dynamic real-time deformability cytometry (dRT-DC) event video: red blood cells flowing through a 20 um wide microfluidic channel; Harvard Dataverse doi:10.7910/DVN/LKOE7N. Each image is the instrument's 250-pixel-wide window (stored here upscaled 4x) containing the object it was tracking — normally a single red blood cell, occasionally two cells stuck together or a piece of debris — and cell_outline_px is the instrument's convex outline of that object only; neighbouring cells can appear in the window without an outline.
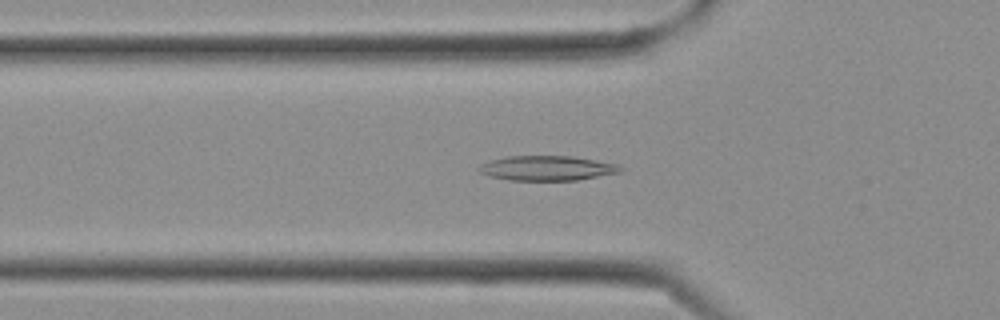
{"species": "Egyptian fruit bat (a non-hibernating species)", "species_latin": "Rousettus aegyptiacus", "temperature_condition": "cold", "stored_images_in_passage": 30, "camera_frame_rate_fps": 3000, "um_per_image_px": 0.085, "frame": {"image": 1, "passage_image": 10, "time_ms": 3.0, "image_size_px": [1000, 320], "cell_outline_px": [[624, 168], [620, 172], [576, 180], [508, 180], [488, 176], [480, 172], [476, 168], [480, 164], [492, 160], [508, 156], [572, 156], [620, 164]], "centroid_in_image_um": [46.5, 14.29], "position_along_channel_um": 79.3, "area_um2": 20.46}}
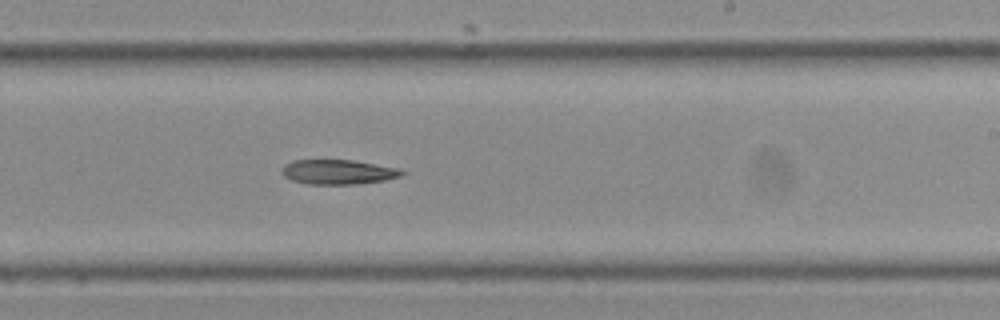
{"frame": {"image": 2, "passage_image": 18, "time_ms": 5.667, "image_size_px": [1000, 320], "cell_outline_px": [[408, 172], [404, 176], [384, 180], [356, 184], [308, 184], [292, 180], [284, 176], [280, 172], [280, 168], [284, 164], [292, 160], [352, 160], [404, 168]], "centroid_in_image_um": [28.8, 14.61], "position_along_channel_um": 260.2, "area_um2": 17.69}}
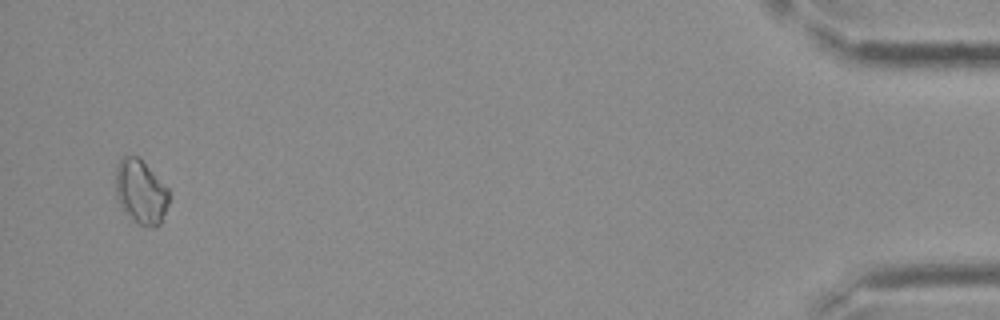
{"frame": {"image": 3, "passage_image": 29, "time_ms": 9.333, "image_size_px": [1000, 320], "cell_outline_px": [[168, 204], [160, 224], [156, 228], [144, 228], [128, 216], [124, 212], [116, 196], [116, 164], [124, 156], [136, 156], [168, 188]], "centroid_in_image_um": [11.95, 16.36], "position_along_channel_um": 423.2, "area_um2": 19.77}}